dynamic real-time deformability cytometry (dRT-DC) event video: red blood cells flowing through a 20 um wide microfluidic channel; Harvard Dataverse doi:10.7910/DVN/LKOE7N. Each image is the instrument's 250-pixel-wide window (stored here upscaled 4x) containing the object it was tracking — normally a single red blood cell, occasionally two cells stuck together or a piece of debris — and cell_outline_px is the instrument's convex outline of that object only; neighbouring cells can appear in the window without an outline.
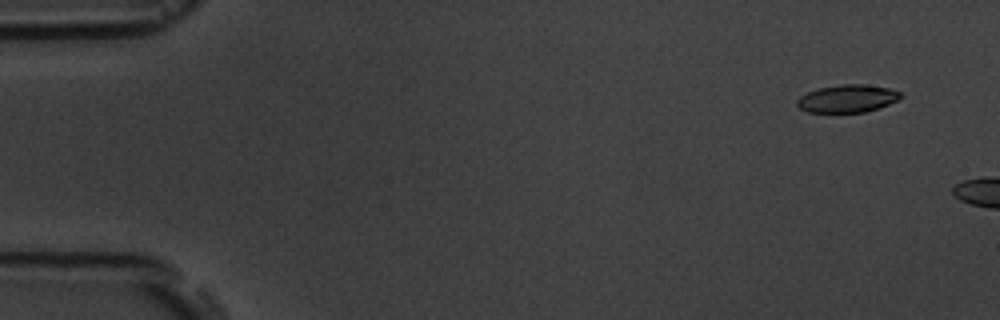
{"species": "common noctule bat (a hibernating species)", "species_latin": "Nyctalus noctula", "temperature_condition": "room temperature", "stored_images_in_passage": 3, "camera_frame_rate_fps": 3000, "um_per_image_px": 0.085, "animal": {"sex": "male", "body_mass_g": 19.5, "forearm_length_mm": 54.6}, "frame": {"image": 1, "passage_image": 1, "time_ms": 0.0, "image_size_px": [1000, 320], "cell_outline_px": [[904, 96], [900, 100], [864, 112], [808, 112], [800, 108], [796, 104], [796, 100], [800, 96], [808, 92], [820, 88], [840, 84], [864, 84], [888, 88], [900, 92]], "centroid_in_image_um": [72.04, 8.37], "position_along_channel_um": 13.0, "area_um2": 16.65}}